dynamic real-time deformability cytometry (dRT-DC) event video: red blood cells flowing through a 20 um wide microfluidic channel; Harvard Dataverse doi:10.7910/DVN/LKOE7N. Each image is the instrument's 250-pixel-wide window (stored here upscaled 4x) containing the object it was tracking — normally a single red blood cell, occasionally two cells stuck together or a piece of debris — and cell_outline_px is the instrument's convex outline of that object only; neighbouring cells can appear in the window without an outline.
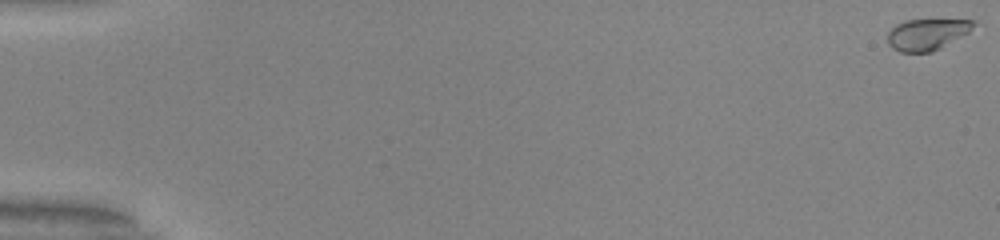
{"species": "common noctule bat (a hibernating species)", "species_latin": "Nyctalus noctula", "temperature_condition": "warm", "stored_images_in_passage": 54, "camera_frame_rate_fps": 3000, "um_per_image_px": 0.085, "animal": {"sex": "male", "body_mass_g": 20.0, "forearm_length_mm": 53.3}, "frame": {"image": 1, "passage_image": 1, "time_ms": 0.0, "image_size_px": [1000, 240], "cell_outline_px": [[976, 24], [968, 32], [940, 48], [932, 52], [900, 52], [892, 48], [888, 44], [888, 32], [896, 24], [904, 20], [972, 20]], "centroid_in_image_um": [78.75, 2.92], "position_along_channel_um": 6.2, "area_um2": 15.49}}
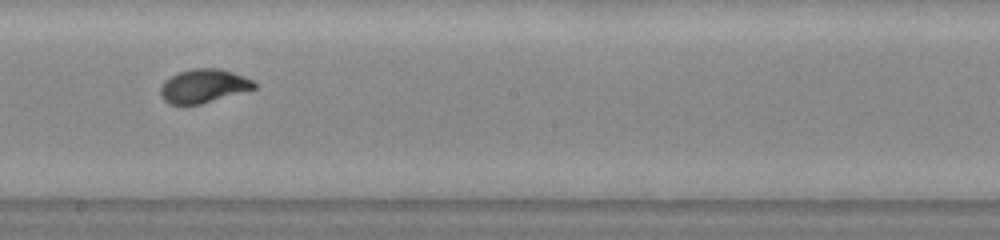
{"frame": {"image": 2, "passage_image": 32, "time_ms": 10.333, "image_size_px": [1000, 240], "cell_outline_px": [[256, 88], [200, 104], [168, 104], [160, 96], [160, 88], [164, 80], [180, 72], [192, 68], [220, 68], [244, 76], [252, 80], [256, 84]], "centroid_in_image_um": [17.28, 7.3], "position_along_channel_um": 230.9, "area_um2": 18.26}}
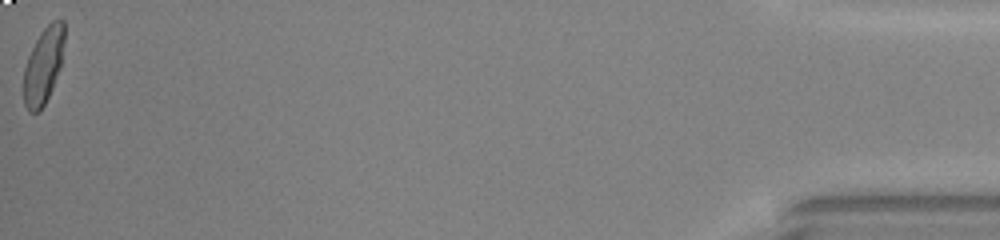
{"frame": {"image": 3, "passage_image": 54, "time_ms": 17.667, "image_size_px": [1000, 240], "cell_outline_px": [[64, 40], [60, 64], [52, 88], [40, 112], [28, 112], [24, 104], [24, 68], [28, 56], [40, 32], [52, 20], [64, 20]], "centroid_in_image_um": [3.67, 5.57], "position_along_channel_um": 431.5, "area_um2": 17.8}, "authors_computed_cell_mechanics": {"area_um2": 17.9758, "velocity_mm_per_s": 3.9875, "shape_relaxation_time_tau1_ms": 3.6828, "shape_relaxation_time_tau2_ms": null, "deformation_change_tau1": 0.1799, "deformation_change_tau2": null}}